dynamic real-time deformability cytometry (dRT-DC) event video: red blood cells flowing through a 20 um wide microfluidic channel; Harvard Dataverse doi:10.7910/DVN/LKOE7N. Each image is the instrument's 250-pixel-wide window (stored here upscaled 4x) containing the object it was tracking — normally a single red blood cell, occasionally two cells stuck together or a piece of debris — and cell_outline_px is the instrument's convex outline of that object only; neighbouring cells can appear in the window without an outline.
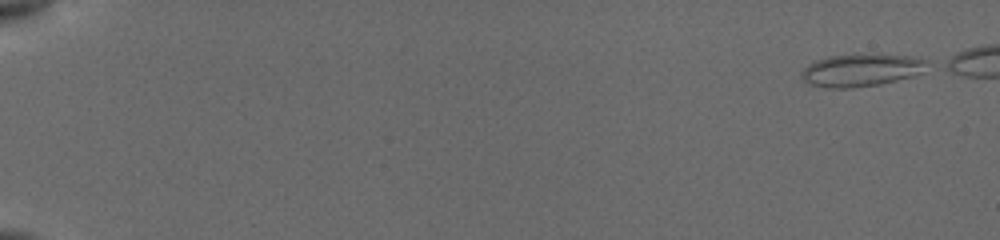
{"species": "common noctule bat (a hibernating species)", "species_latin": "Nyctalus noctula", "temperature_condition": "cold", "stored_images_in_passage": 18, "segment_of_instrument_passage": [1, 2], "camera_frame_rate_fps": 3000, "um_per_image_px": 0.085, "animal": {"sex": "female", "body_mass_g": 19.5, "forearm_length_mm": 54.1}, "frame": {"image": 1, "passage_image": 1, "time_ms": 0.0, "image_size_px": [1000, 240], "cell_outline_px": [[924, 60], [920, 72], [912, 76], [880, 84], [848, 88], [832, 88], [812, 84], [804, 80], [800, 76], [800, 72], [808, 64], [816, 60], [828, 56], [908, 56]], "centroid_in_image_um": [73.07, 5.99], "position_along_channel_um": 11.9, "area_um2": 22.54}}
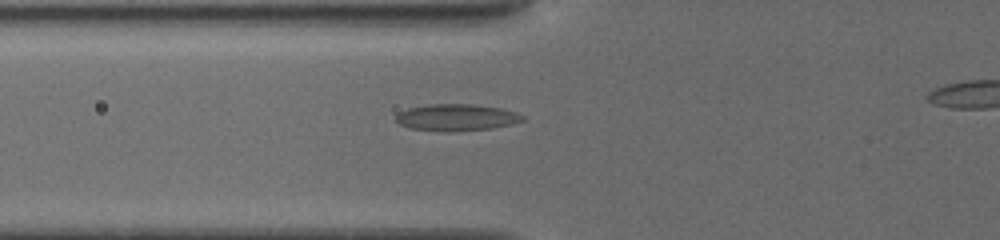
{"frame": {"image": 2, "passage_image": 16, "time_ms": 6.667, "image_size_px": [1000, 240], "cell_outline_px": [[524, 120], [492, 128], [408, 128], [400, 124], [396, 120], [396, 116], [400, 112], [408, 108], [432, 104], [468, 104], [500, 108], [516, 112], [524, 116]], "centroid_in_image_um": [38.81, 9.92], "position_along_channel_um": 87.0, "area_um2": 18.26}}